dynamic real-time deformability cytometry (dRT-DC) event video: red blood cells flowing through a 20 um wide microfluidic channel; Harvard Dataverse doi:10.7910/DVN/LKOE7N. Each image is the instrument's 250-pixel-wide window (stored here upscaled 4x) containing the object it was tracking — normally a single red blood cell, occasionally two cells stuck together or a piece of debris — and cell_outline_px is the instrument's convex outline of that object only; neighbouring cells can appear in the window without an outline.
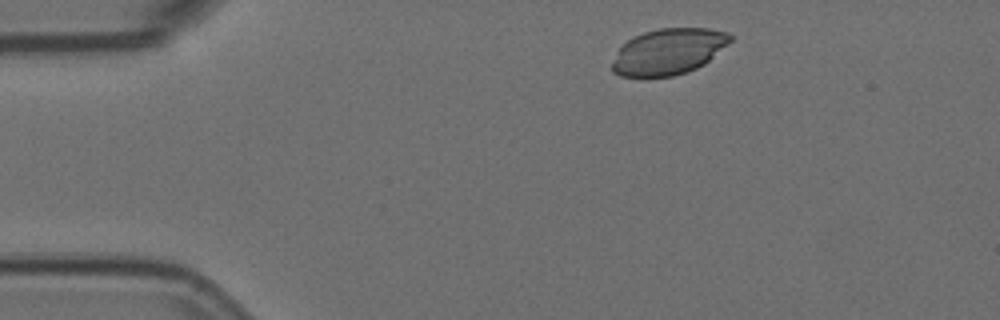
{"species": "Egyptian fruit bat (a non-hibernating species)", "species_latin": "Rousettus aegyptiacus", "temperature_condition": "room temperature", "stored_images_in_passage": 2, "segment_of_instrument_passage": [2, 2], "camera_frame_rate_fps": 3000, "um_per_image_px": 0.085, "animal": {"sex": "female"}, "frame": {"image": 1, "passage_image": 2, "time_ms": 0.333, "image_size_px": [1000, 320], "cell_outline_px": [[732, 40], [704, 64], [696, 68], [672, 76], [620, 76], [612, 72], [612, 64], [620, 48], [628, 40], [644, 32], [660, 28], [708, 28], [728, 32], [732, 36]], "centroid_in_image_um": [56.84, 4.37], "position_along_channel_um": 28.2, "area_um2": 31.21}}